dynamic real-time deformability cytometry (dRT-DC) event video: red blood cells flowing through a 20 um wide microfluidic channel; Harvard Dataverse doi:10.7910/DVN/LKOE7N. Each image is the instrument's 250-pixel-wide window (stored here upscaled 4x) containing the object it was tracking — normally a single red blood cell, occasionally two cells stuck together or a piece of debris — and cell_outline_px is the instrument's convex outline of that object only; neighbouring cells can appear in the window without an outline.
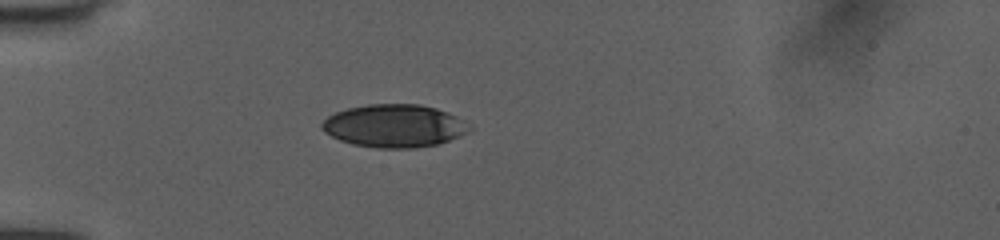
{"species": "human", "species_latin": "Homo sapiens", "temperature_condition": "room temperature", "stored_images_in_passage": 37, "camera_frame_rate_fps": 3000, "um_per_image_px": 0.085, "donor": {"sex": "female"}, "frame": {"image": 1, "passage_image": 1, "time_ms": 0.0, "image_size_px": [1000, 240], "cell_outline_px": [[472, 128], [468, 132], [448, 140], [436, 144], [412, 148], [376, 148], [352, 144], [340, 140], [324, 132], [320, 128], [320, 124], [328, 116], [336, 112], [348, 108], [368, 104], [420, 104], [436, 108], [448, 112]], "centroid_in_image_um": [33.46, 10.69], "position_along_channel_um": 51.5, "area_um2": 36.59}}
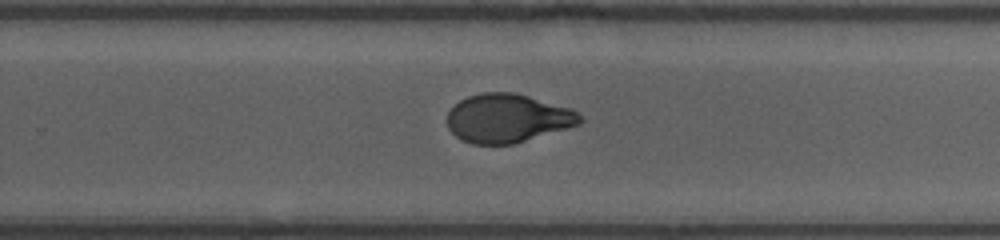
{"frame": {"image": 2, "passage_image": 20, "time_ms": 6.333, "image_size_px": [1000, 240], "cell_outline_px": [[584, 120], [580, 124], [512, 144], [472, 144], [460, 140], [448, 128], [448, 112], [460, 100], [468, 96], [484, 92], [512, 92], [528, 96], [572, 108], [584, 116]], "centroid_in_image_um": [43.16, 10.05], "position_along_channel_um": 286.6, "area_um2": 37.57}}
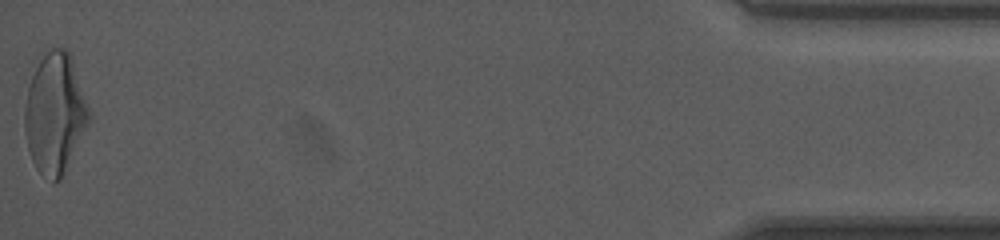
{"frame": {"image": 3, "passage_image": 37, "time_ms": 12.0, "image_size_px": [1000, 240], "cell_outline_px": [[92, 116], [60, 180], [52, 184], [36, 168], [32, 160], [28, 148], [24, 128], [24, 108], [28, 88], [32, 76], [40, 60], [52, 48], [64, 48], [72, 56]], "centroid_in_image_um": [4.68, 9.66], "position_along_channel_um": 430.5, "area_um2": 44.85}, "authors_computed_cell_mechanics": {"area_um2": 38.8416, "velocity_mm_per_s": 4.0484, "shape_relaxation_time_tau1_ms": 5.2023, "shape_relaxation_time_tau2_ms": 1.067, "deformation_change_tau1": 0.1763, "deformation_change_tau2": 0.0604}}